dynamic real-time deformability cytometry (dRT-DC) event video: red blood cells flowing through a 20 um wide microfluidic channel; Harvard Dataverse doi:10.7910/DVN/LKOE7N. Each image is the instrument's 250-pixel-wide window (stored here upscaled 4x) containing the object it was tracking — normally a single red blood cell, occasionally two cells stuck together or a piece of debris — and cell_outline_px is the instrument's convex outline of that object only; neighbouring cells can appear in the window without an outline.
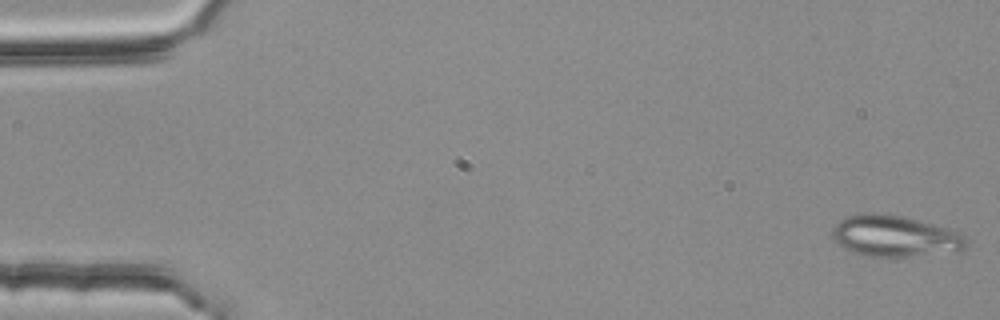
{"species": "common noctule bat (a hibernating species)", "species_latin": "Nyctalus noctula", "temperature_condition": "room temperature", "stored_images_in_passage": 3, "camera_frame_rate_fps": 3000, "um_per_image_px": 0.085, "animal": {"sex": "female", "body_mass_g": 25.1}, "frame": {"image": 1, "passage_image": 1, "time_ms": 0.0, "image_size_px": [1000, 320], "cell_outline_px": [[968, 244], [964, 248], [956, 252], [912, 256], [868, 256], [852, 252], [844, 248], [832, 236], [832, 228], [840, 220], [848, 216], [868, 212], [876, 212], [904, 216], [948, 228], [964, 236], [968, 240]], "centroid_in_image_um": [76.08, 20.06], "position_along_channel_um": 8.9, "area_um2": 32.19}}